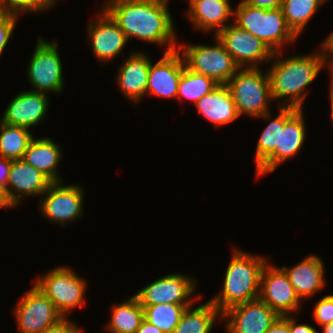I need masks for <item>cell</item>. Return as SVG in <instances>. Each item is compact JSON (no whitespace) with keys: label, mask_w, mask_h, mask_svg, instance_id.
<instances>
[{"label":"cell","mask_w":333,"mask_h":333,"mask_svg":"<svg viewBox=\"0 0 333 333\" xmlns=\"http://www.w3.org/2000/svg\"><path fill=\"white\" fill-rule=\"evenodd\" d=\"M230 23L216 36L240 68H260L272 60L274 52L262 40Z\"/></svg>","instance_id":"12"},{"label":"cell","mask_w":333,"mask_h":333,"mask_svg":"<svg viewBox=\"0 0 333 333\" xmlns=\"http://www.w3.org/2000/svg\"><path fill=\"white\" fill-rule=\"evenodd\" d=\"M234 100L239 117L259 118L272 111L270 104L271 95L270 79L267 72L260 68H240L227 82Z\"/></svg>","instance_id":"5"},{"label":"cell","mask_w":333,"mask_h":333,"mask_svg":"<svg viewBox=\"0 0 333 333\" xmlns=\"http://www.w3.org/2000/svg\"><path fill=\"white\" fill-rule=\"evenodd\" d=\"M281 268L303 303L304 299H311L327 285L324 262L319 255L310 254L293 266L283 265Z\"/></svg>","instance_id":"21"},{"label":"cell","mask_w":333,"mask_h":333,"mask_svg":"<svg viewBox=\"0 0 333 333\" xmlns=\"http://www.w3.org/2000/svg\"><path fill=\"white\" fill-rule=\"evenodd\" d=\"M59 0H0V11L13 13L18 16L24 13H47Z\"/></svg>","instance_id":"32"},{"label":"cell","mask_w":333,"mask_h":333,"mask_svg":"<svg viewBox=\"0 0 333 333\" xmlns=\"http://www.w3.org/2000/svg\"><path fill=\"white\" fill-rule=\"evenodd\" d=\"M63 183L53 182L37 202L41 216L61 227L84 216L85 201L81 184Z\"/></svg>","instance_id":"9"},{"label":"cell","mask_w":333,"mask_h":333,"mask_svg":"<svg viewBox=\"0 0 333 333\" xmlns=\"http://www.w3.org/2000/svg\"><path fill=\"white\" fill-rule=\"evenodd\" d=\"M136 333H164L153 324L147 322L145 319L142 320L140 327L136 330Z\"/></svg>","instance_id":"41"},{"label":"cell","mask_w":333,"mask_h":333,"mask_svg":"<svg viewBox=\"0 0 333 333\" xmlns=\"http://www.w3.org/2000/svg\"><path fill=\"white\" fill-rule=\"evenodd\" d=\"M265 333H290L289 315L279 316Z\"/></svg>","instance_id":"37"},{"label":"cell","mask_w":333,"mask_h":333,"mask_svg":"<svg viewBox=\"0 0 333 333\" xmlns=\"http://www.w3.org/2000/svg\"><path fill=\"white\" fill-rule=\"evenodd\" d=\"M32 133L26 127L0 121V155L9 160L23 159L29 143L35 137Z\"/></svg>","instance_id":"28"},{"label":"cell","mask_w":333,"mask_h":333,"mask_svg":"<svg viewBox=\"0 0 333 333\" xmlns=\"http://www.w3.org/2000/svg\"><path fill=\"white\" fill-rule=\"evenodd\" d=\"M105 2V3H104ZM103 9L118 24L127 39L165 46L163 52L178 48L177 30L169 2L163 0H106Z\"/></svg>","instance_id":"1"},{"label":"cell","mask_w":333,"mask_h":333,"mask_svg":"<svg viewBox=\"0 0 333 333\" xmlns=\"http://www.w3.org/2000/svg\"><path fill=\"white\" fill-rule=\"evenodd\" d=\"M329 100H330V111H331V115H330V119H331V123L333 125V77H330V87H329Z\"/></svg>","instance_id":"43"},{"label":"cell","mask_w":333,"mask_h":333,"mask_svg":"<svg viewBox=\"0 0 333 333\" xmlns=\"http://www.w3.org/2000/svg\"><path fill=\"white\" fill-rule=\"evenodd\" d=\"M58 43L38 35L36 47L29 58L26 75L30 91L61 94L64 90L63 64Z\"/></svg>","instance_id":"8"},{"label":"cell","mask_w":333,"mask_h":333,"mask_svg":"<svg viewBox=\"0 0 333 333\" xmlns=\"http://www.w3.org/2000/svg\"><path fill=\"white\" fill-rule=\"evenodd\" d=\"M110 310V320L105 328L109 333H136L144 319L143 307L135 295L114 303Z\"/></svg>","instance_id":"26"},{"label":"cell","mask_w":333,"mask_h":333,"mask_svg":"<svg viewBox=\"0 0 333 333\" xmlns=\"http://www.w3.org/2000/svg\"><path fill=\"white\" fill-rule=\"evenodd\" d=\"M98 12L94 22H89L86 27V31H88L86 32L88 38L86 42L102 65L118 58L124 51L128 39L118 24L103 8Z\"/></svg>","instance_id":"14"},{"label":"cell","mask_w":333,"mask_h":333,"mask_svg":"<svg viewBox=\"0 0 333 333\" xmlns=\"http://www.w3.org/2000/svg\"><path fill=\"white\" fill-rule=\"evenodd\" d=\"M11 167V160L5 159L0 155V186L6 192L7 181Z\"/></svg>","instance_id":"39"},{"label":"cell","mask_w":333,"mask_h":333,"mask_svg":"<svg viewBox=\"0 0 333 333\" xmlns=\"http://www.w3.org/2000/svg\"><path fill=\"white\" fill-rule=\"evenodd\" d=\"M50 137H34L29 143L23 160L46 175L52 182H63L59 174V162L62 158V148Z\"/></svg>","instance_id":"23"},{"label":"cell","mask_w":333,"mask_h":333,"mask_svg":"<svg viewBox=\"0 0 333 333\" xmlns=\"http://www.w3.org/2000/svg\"><path fill=\"white\" fill-rule=\"evenodd\" d=\"M234 9L233 22L262 40L273 52L296 42L298 36L288 26L282 8L264 9L248 5L243 0Z\"/></svg>","instance_id":"4"},{"label":"cell","mask_w":333,"mask_h":333,"mask_svg":"<svg viewBox=\"0 0 333 333\" xmlns=\"http://www.w3.org/2000/svg\"><path fill=\"white\" fill-rule=\"evenodd\" d=\"M312 318L317 324L323 325L333 322V294L321 297L313 307Z\"/></svg>","instance_id":"33"},{"label":"cell","mask_w":333,"mask_h":333,"mask_svg":"<svg viewBox=\"0 0 333 333\" xmlns=\"http://www.w3.org/2000/svg\"><path fill=\"white\" fill-rule=\"evenodd\" d=\"M70 319L62 317L55 324L49 326L43 333H82V328Z\"/></svg>","instance_id":"35"},{"label":"cell","mask_w":333,"mask_h":333,"mask_svg":"<svg viewBox=\"0 0 333 333\" xmlns=\"http://www.w3.org/2000/svg\"><path fill=\"white\" fill-rule=\"evenodd\" d=\"M250 6L264 9L281 8L283 0H243Z\"/></svg>","instance_id":"38"},{"label":"cell","mask_w":333,"mask_h":333,"mask_svg":"<svg viewBox=\"0 0 333 333\" xmlns=\"http://www.w3.org/2000/svg\"><path fill=\"white\" fill-rule=\"evenodd\" d=\"M185 67L182 55L176 49L164 52L158 61H151L146 95L177 99L178 85Z\"/></svg>","instance_id":"19"},{"label":"cell","mask_w":333,"mask_h":333,"mask_svg":"<svg viewBox=\"0 0 333 333\" xmlns=\"http://www.w3.org/2000/svg\"><path fill=\"white\" fill-rule=\"evenodd\" d=\"M259 299L280 316L294 315L301 310L303 302L297 296L288 275L281 267L270 261L261 274Z\"/></svg>","instance_id":"13"},{"label":"cell","mask_w":333,"mask_h":333,"mask_svg":"<svg viewBox=\"0 0 333 333\" xmlns=\"http://www.w3.org/2000/svg\"><path fill=\"white\" fill-rule=\"evenodd\" d=\"M79 276L71 266H56L37 276L34 284L54 304L63 317H69L74 309L86 303L87 280Z\"/></svg>","instance_id":"7"},{"label":"cell","mask_w":333,"mask_h":333,"mask_svg":"<svg viewBox=\"0 0 333 333\" xmlns=\"http://www.w3.org/2000/svg\"><path fill=\"white\" fill-rule=\"evenodd\" d=\"M192 305L155 304L142 306L144 319L164 333H172L177 327L186 308Z\"/></svg>","instance_id":"30"},{"label":"cell","mask_w":333,"mask_h":333,"mask_svg":"<svg viewBox=\"0 0 333 333\" xmlns=\"http://www.w3.org/2000/svg\"><path fill=\"white\" fill-rule=\"evenodd\" d=\"M14 209L13 205L7 198L5 190L0 186V209Z\"/></svg>","instance_id":"42"},{"label":"cell","mask_w":333,"mask_h":333,"mask_svg":"<svg viewBox=\"0 0 333 333\" xmlns=\"http://www.w3.org/2000/svg\"><path fill=\"white\" fill-rule=\"evenodd\" d=\"M20 16L0 11V57L8 46Z\"/></svg>","instance_id":"34"},{"label":"cell","mask_w":333,"mask_h":333,"mask_svg":"<svg viewBox=\"0 0 333 333\" xmlns=\"http://www.w3.org/2000/svg\"><path fill=\"white\" fill-rule=\"evenodd\" d=\"M214 45L178 43L185 67L190 71L210 77L218 85H226L240 67L235 63L223 43L213 36Z\"/></svg>","instance_id":"6"},{"label":"cell","mask_w":333,"mask_h":333,"mask_svg":"<svg viewBox=\"0 0 333 333\" xmlns=\"http://www.w3.org/2000/svg\"><path fill=\"white\" fill-rule=\"evenodd\" d=\"M185 273H171L154 280L139 289L134 295L141 306L155 304L194 305L201 295H195L197 282ZM200 297V298H199Z\"/></svg>","instance_id":"10"},{"label":"cell","mask_w":333,"mask_h":333,"mask_svg":"<svg viewBox=\"0 0 333 333\" xmlns=\"http://www.w3.org/2000/svg\"><path fill=\"white\" fill-rule=\"evenodd\" d=\"M231 259L226 267L223 286L210 302L223 313L227 309L259 298L261 274L269 262L268 257L232 248Z\"/></svg>","instance_id":"3"},{"label":"cell","mask_w":333,"mask_h":333,"mask_svg":"<svg viewBox=\"0 0 333 333\" xmlns=\"http://www.w3.org/2000/svg\"><path fill=\"white\" fill-rule=\"evenodd\" d=\"M280 315L259 298L222 313L226 333H265Z\"/></svg>","instance_id":"16"},{"label":"cell","mask_w":333,"mask_h":333,"mask_svg":"<svg viewBox=\"0 0 333 333\" xmlns=\"http://www.w3.org/2000/svg\"><path fill=\"white\" fill-rule=\"evenodd\" d=\"M289 330L290 333H318L319 330L312 325L297 322V317L293 315H289Z\"/></svg>","instance_id":"36"},{"label":"cell","mask_w":333,"mask_h":333,"mask_svg":"<svg viewBox=\"0 0 333 333\" xmlns=\"http://www.w3.org/2000/svg\"><path fill=\"white\" fill-rule=\"evenodd\" d=\"M216 84L210 77L194 73L184 67L178 85L177 98L179 101L190 100L195 105L204 95L214 90ZM183 99V100H182Z\"/></svg>","instance_id":"31"},{"label":"cell","mask_w":333,"mask_h":333,"mask_svg":"<svg viewBox=\"0 0 333 333\" xmlns=\"http://www.w3.org/2000/svg\"><path fill=\"white\" fill-rule=\"evenodd\" d=\"M53 182L38 169L23 159L11 160L6 186V195L14 208L22 205L24 199L40 197Z\"/></svg>","instance_id":"17"},{"label":"cell","mask_w":333,"mask_h":333,"mask_svg":"<svg viewBox=\"0 0 333 333\" xmlns=\"http://www.w3.org/2000/svg\"><path fill=\"white\" fill-rule=\"evenodd\" d=\"M195 106L197 112L214 127L227 125L239 117L231 92L226 85H218L198 100Z\"/></svg>","instance_id":"24"},{"label":"cell","mask_w":333,"mask_h":333,"mask_svg":"<svg viewBox=\"0 0 333 333\" xmlns=\"http://www.w3.org/2000/svg\"><path fill=\"white\" fill-rule=\"evenodd\" d=\"M18 301L12 312L19 333H43L63 317L35 284Z\"/></svg>","instance_id":"11"},{"label":"cell","mask_w":333,"mask_h":333,"mask_svg":"<svg viewBox=\"0 0 333 333\" xmlns=\"http://www.w3.org/2000/svg\"><path fill=\"white\" fill-rule=\"evenodd\" d=\"M186 13L194 31L212 32L213 36L227 27L234 16L230 0H188ZM196 29V30H195Z\"/></svg>","instance_id":"22"},{"label":"cell","mask_w":333,"mask_h":333,"mask_svg":"<svg viewBox=\"0 0 333 333\" xmlns=\"http://www.w3.org/2000/svg\"><path fill=\"white\" fill-rule=\"evenodd\" d=\"M328 37H325V39L322 41L324 44L328 57H329V62L331 65V68L333 70V31L327 35Z\"/></svg>","instance_id":"40"},{"label":"cell","mask_w":333,"mask_h":333,"mask_svg":"<svg viewBox=\"0 0 333 333\" xmlns=\"http://www.w3.org/2000/svg\"><path fill=\"white\" fill-rule=\"evenodd\" d=\"M329 0H283L282 10L288 26L299 37L310 19Z\"/></svg>","instance_id":"29"},{"label":"cell","mask_w":333,"mask_h":333,"mask_svg":"<svg viewBox=\"0 0 333 333\" xmlns=\"http://www.w3.org/2000/svg\"><path fill=\"white\" fill-rule=\"evenodd\" d=\"M152 58L144 51H133L121 65H117V76L115 83L119 91L130 102L136 105L143 100L146 95L148 84L149 68Z\"/></svg>","instance_id":"20"},{"label":"cell","mask_w":333,"mask_h":333,"mask_svg":"<svg viewBox=\"0 0 333 333\" xmlns=\"http://www.w3.org/2000/svg\"><path fill=\"white\" fill-rule=\"evenodd\" d=\"M303 109H298L286 122L279 125L278 146L274 152L255 170L257 177L275 172L277 166L295 158L306 141V124Z\"/></svg>","instance_id":"15"},{"label":"cell","mask_w":333,"mask_h":333,"mask_svg":"<svg viewBox=\"0 0 333 333\" xmlns=\"http://www.w3.org/2000/svg\"><path fill=\"white\" fill-rule=\"evenodd\" d=\"M321 328H322L321 333H333V322L330 324L323 325Z\"/></svg>","instance_id":"44"},{"label":"cell","mask_w":333,"mask_h":333,"mask_svg":"<svg viewBox=\"0 0 333 333\" xmlns=\"http://www.w3.org/2000/svg\"><path fill=\"white\" fill-rule=\"evenodd\" d=\"M316 52L283 57L282 51L274 52L271 64L267 68L270 79L273 101L279 106L303 109V103L308 96V86L319 75L324 67L333 77L329 57L323 43ZM283 57V58H282Z\"/></svg>","instance_id":"2"},{"label":"cell","mask_w":333,"mask_h":333,"mask_svg":"<svg viewBox=\"0 0 333 333\" xmlns=\"http://www.w3.org/2000/svg\"><path fill=\"white\" fill-rule=\"evenodd\" d=\"M278 108L279 113L275 117L272 111L259 117L261 119L264 118L269 123L262 130L256 144L254 155L256 169L274 152L276 146H278L279 125H285V122L298 110V108L295 107L278 106Z\"/></svg>","instance_id":"25"},{"label":"cell","mask_w":333,"mask_h":333,"mask_svg":"<svg viewBox=\"0 0 333 333\" xmlns=\"http://www.w3.org/2000/svg\"><path fill=\"white\" fill-rule=\"evenodd\" d=\"M216 320L222 321V313L208 300L186 308L172 333H211Z\"/></svg>","instance_id":"27"},{"label":"cell","mask_w":333,"mask_h":333,"mask_svg":"<svg viewBox=\"0 0 333 333\" xmlns=\"http://www.w3.org/2000/svg\"><path fill=\"white\" fill-rule=\"evenodd\" d=\"M49 94L22 90L7 104L0 121L28 129L42 124L49 111Z\"/></svg>","instance_id":"18"}]
</instances>
